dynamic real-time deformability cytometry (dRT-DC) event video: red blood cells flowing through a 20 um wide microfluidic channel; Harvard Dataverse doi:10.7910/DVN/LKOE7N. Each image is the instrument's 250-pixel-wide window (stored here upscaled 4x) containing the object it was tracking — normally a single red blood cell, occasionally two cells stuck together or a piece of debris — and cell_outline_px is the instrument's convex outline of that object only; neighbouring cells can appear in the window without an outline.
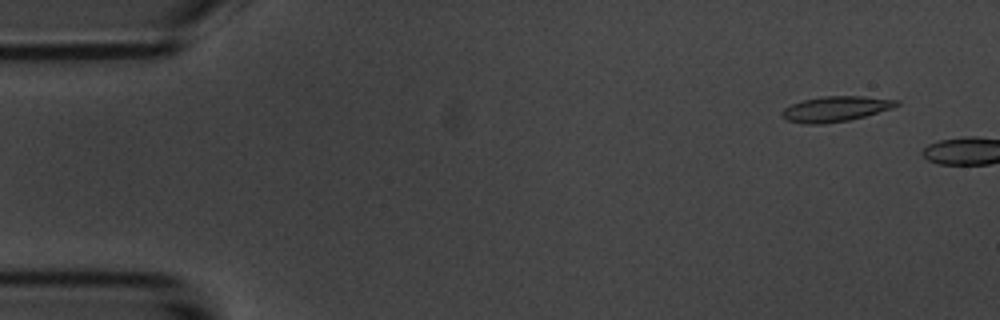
{"species": "common noctule bat (a hibernating species)", "species_latin": "Nyctalus noctula", "temperature_condition": "room temperature", "stored_images_in_passage": 2, "camera_frame_rate_fps": 3000, "um_per_image_px": 0.085, "animal": {"sex": "male", "body_mass_g": 20.1, "forearm_length_mm": 53.5}, "frame": {"image": 1, "passage_image": 1, "time_ms": 0.0, "image_size_px": [1000, 320], "cell_outline_px": [[900, 104], [892, 108], [864, 116], [848, 120], [824, 124], [804, 124], [788, 120], [780, 112], [784, 108], [792, 104], [804, 100], [824, 96], [860, 96], [900, 100]], "centroid_in_image_um": [71.03, 9.25], "position_along_channel_um": 14.0, "area_um2": 16.7}}